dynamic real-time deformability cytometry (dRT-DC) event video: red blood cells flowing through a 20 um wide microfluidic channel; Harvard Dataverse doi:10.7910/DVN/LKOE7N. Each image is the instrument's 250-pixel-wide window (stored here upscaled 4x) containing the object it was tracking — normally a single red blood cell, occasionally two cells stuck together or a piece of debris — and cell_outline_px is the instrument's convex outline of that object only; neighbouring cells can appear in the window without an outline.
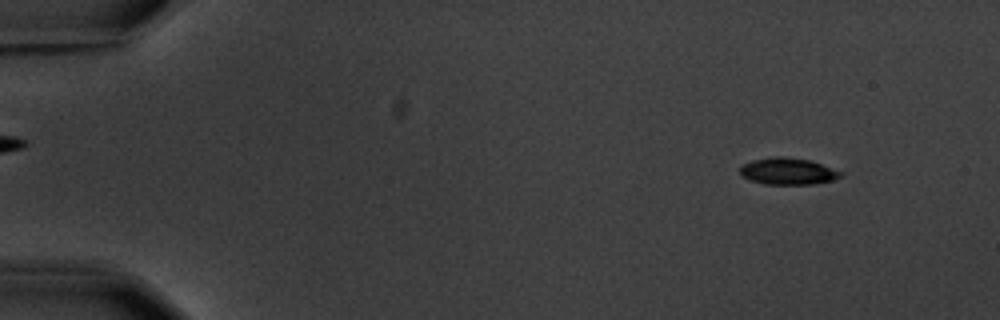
{"species": "common noctule bat (a hibernating species)", "species_latin": "Nyctalus noctula", "temperature_condition": "warm", "stored_images_in_passage": 5, "camera_frame_rate_fps": 3000, "um_per_image_px": 0.085, "animal": {"sex": "male", "body_mass_g": 20.1, "forearm_length_mm": 53.5}, "frame": {"image": 1, "passage_image": 1, "time_ms": 0.0, "image_size_px": [1000, 320], "cell_outline_px": [[844, 172], [840, 176], [832, 180], [812, 184], [764, 184], [740, 176], [740, 164], [752, 160], [776, 156], [780, 156], [808, 160]], "centroid_in_image_um": [66.91, 14.55], "position_along_channel_um": 18.1, "area_um2": 15.55}}
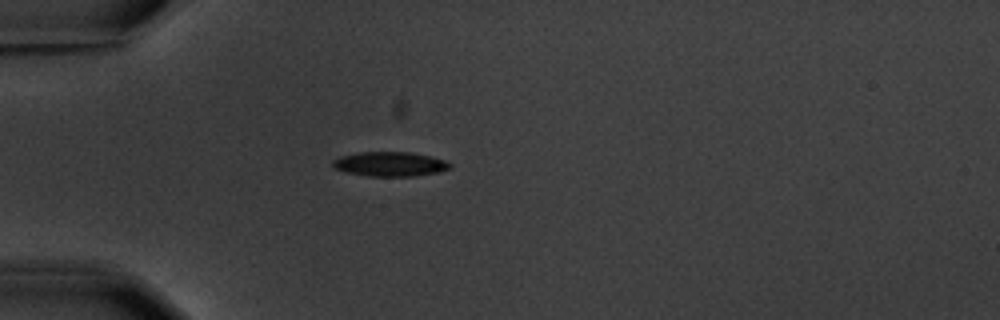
{"frame": {"image": 2, "passage_image": 4, "time_ms": 3.667, "image_size_px": [1000, 320], "cell_outline_px": [[452, 168], [440, 172], [416, 176], [368, 176], [344, 172], [336, 168], [332, 164], [332, 160], [340, 156], [360, 152], [408, 152], [428, 156], [444, 160], [452, 164]], "centroid_in_image_um": [33.15, 13.95], "position_along_channel_um": 51.8, "area_um2": 16.76}}